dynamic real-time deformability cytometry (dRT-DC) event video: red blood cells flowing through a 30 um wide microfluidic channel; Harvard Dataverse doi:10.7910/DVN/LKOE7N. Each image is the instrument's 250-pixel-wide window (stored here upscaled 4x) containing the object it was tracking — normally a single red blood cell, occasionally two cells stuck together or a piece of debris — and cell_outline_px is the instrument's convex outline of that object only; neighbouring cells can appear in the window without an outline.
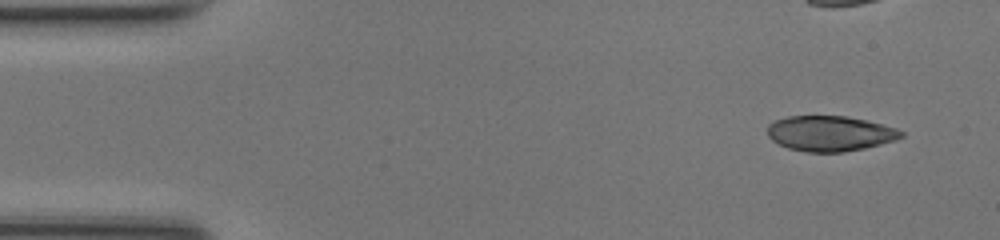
{"species": "common noctule bat (a hibernating species)", "species_latin": "Nyctalus noctula", "temperature_condition": "room temperature", "stored_images_in_passage": 35, "camera_frame_rate_fps": 3000, "um_per_image_px": 0.085, "animal": {"sex": "female", "body_mass_g": 17.0, "forearm_length_mm": 48.0}, "frame": {"image": 1, "passage_image": 1, "time_ms": 0.0, "image_size_px": [1000, 240], "cell_outline_px": [[904, 136], [896, 140], [864, 148], [844, 152], [808, 152], [788, 148], [772, 140], [768, 136], [768, 124], [776, 120], [788, 116], [848, 116], [896, 128], [904, 132]], "centroid_in_image_um": [70.55, 11.34], "position_along_channel_um": 14.4, "area_um2": 27.4}}